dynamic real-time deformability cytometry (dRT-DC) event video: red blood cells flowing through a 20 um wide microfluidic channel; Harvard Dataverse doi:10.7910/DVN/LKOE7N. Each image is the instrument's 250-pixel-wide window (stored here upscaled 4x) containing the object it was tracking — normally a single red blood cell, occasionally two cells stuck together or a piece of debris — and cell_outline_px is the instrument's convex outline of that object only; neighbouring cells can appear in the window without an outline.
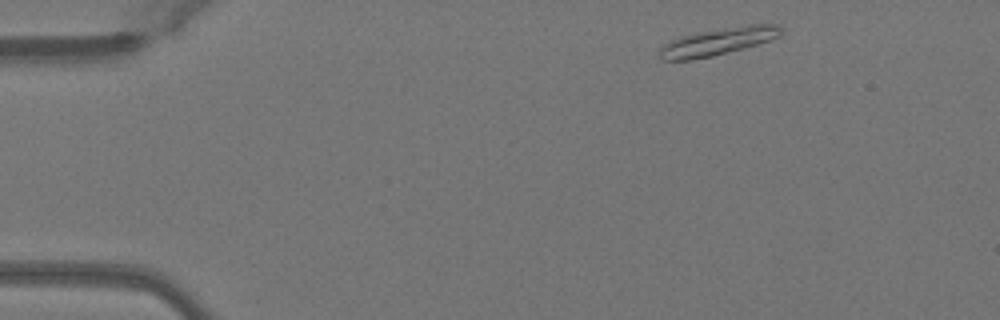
{"species": "Egyptian fruit bat (a non-hibernating species)", "species_latin": "Rousettus aegyptiacus", "temperature_condition": "warm", "stored_images_in_passage": 45, "camera_frame_rate_fps": 3000, "um_per_image_px": 0.085, "animal": {"sex": "female"}, "frame": {"image": 1, "passage_image": 2, "time_ms": 0.333, "image_size_px": [1000, 320], "cell_outline_px": [[784, 28], [780, 36], [744, 48], [712, 56], [692, 60], [660, 60], [660, 48], [668, 40], [680, 36], [696, 32], [748, 24], [776, 24]], "centroid_in_image_um": [61.0, 3.52], "position_along_channel_um": 24.0, "area_um2": 19.48}}
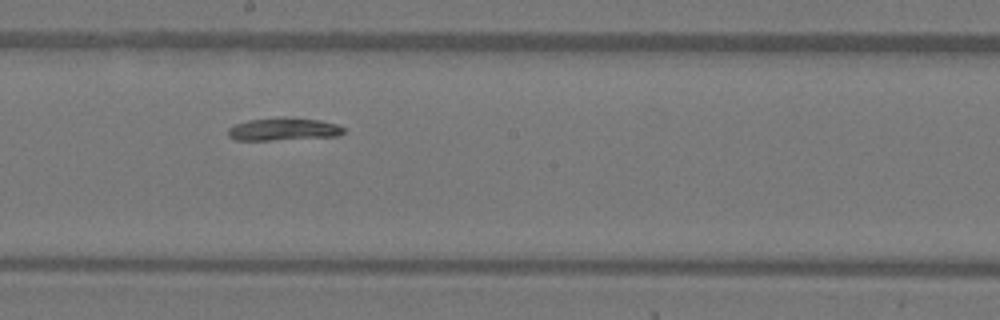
{"frame": {"image": 2, "passage_image": 23, "time_ms": 7.333, "image_size_px": [1000, 320], "cell_outline_px": [[344, 132], [340, 136], [272, 140], [236, 140], [228, 136], [228, 128], [236, 124], [248, 120], [320, 120], [336, 124], [344, 128]], "centroid_in_image_um": [24.09, 11.04], "position_along_channel_um": 224.1, "area_um2": 14.39}}
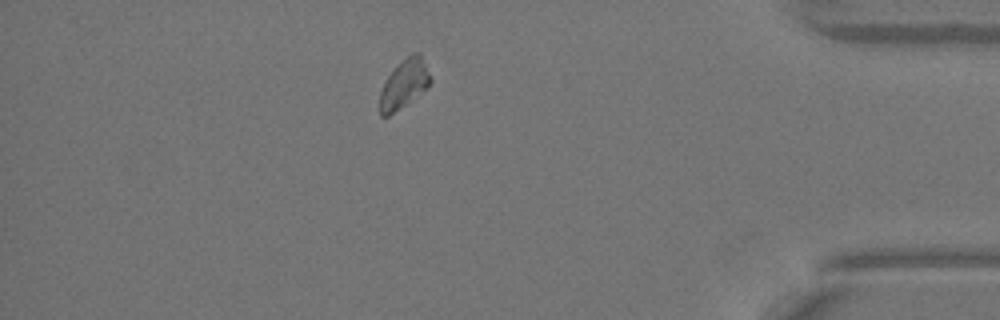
{"frame": {"image": 3, "passage_image": 39, "time_ms": 12.667, "image_size_px": [1000, 320], "cell_outline_px": [[432, 80], [428, 88], [388, 116], [380, 116], [380, 92], [388, 76], [412, 52], [420, 52]], "centroid_in_image_um": [34.38, 7.14], "position_along_channel_um": 400.8, "area_um2": 13.93}, "authors_computed_cell_mechanics": {"area_um2": 15.2592, "velocity_mm_per_s": 4.0224, "shape_relaxation_time_tau1_ms": 4.9375, "shape_relaxation_time_tau2_ms": null, "deformation_change_tau1": 0.1684, "deformation_change_tau2": null}}